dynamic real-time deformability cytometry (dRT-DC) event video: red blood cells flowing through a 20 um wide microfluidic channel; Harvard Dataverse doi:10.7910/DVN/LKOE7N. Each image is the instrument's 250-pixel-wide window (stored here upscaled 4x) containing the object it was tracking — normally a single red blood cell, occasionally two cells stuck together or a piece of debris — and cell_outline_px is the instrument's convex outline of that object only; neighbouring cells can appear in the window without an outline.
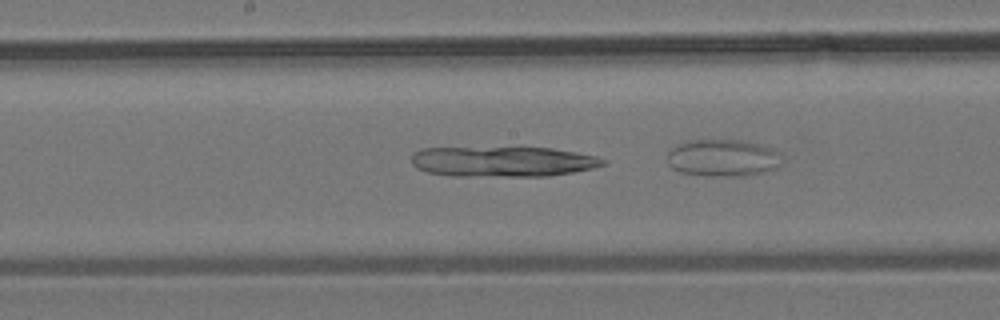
{"species": "common noctule bat (a hibernating species)", "species_latin": "Nyctalus noctula", "temperature_condition": "room temperature", "stored_images_in_passage": 9, "camera_frame_rate_fps": 3000, "um_per_image_px": 0.085, "animal": {"sex": "male", "body_mass_g": 19.2, "forearm_length_mm": 51.8}, "frame": {"image": 1, "passage_image": 9, "time_ms": 10.333, "image_size_px": [1000, 320], "cell_outline_px": [[608, 164], [592, 168], [572, 172], [548, 176], [456, 176], [428, 172], [416, 168], [412, 164], [412, 156], [420, 148], [552, 148], [576, 152], [596, 156], [608, 160]], "centroid_in_image_um": [42.77, 13.74], "position_along_channel_um": 205.4, "area_um2": 33.76}}